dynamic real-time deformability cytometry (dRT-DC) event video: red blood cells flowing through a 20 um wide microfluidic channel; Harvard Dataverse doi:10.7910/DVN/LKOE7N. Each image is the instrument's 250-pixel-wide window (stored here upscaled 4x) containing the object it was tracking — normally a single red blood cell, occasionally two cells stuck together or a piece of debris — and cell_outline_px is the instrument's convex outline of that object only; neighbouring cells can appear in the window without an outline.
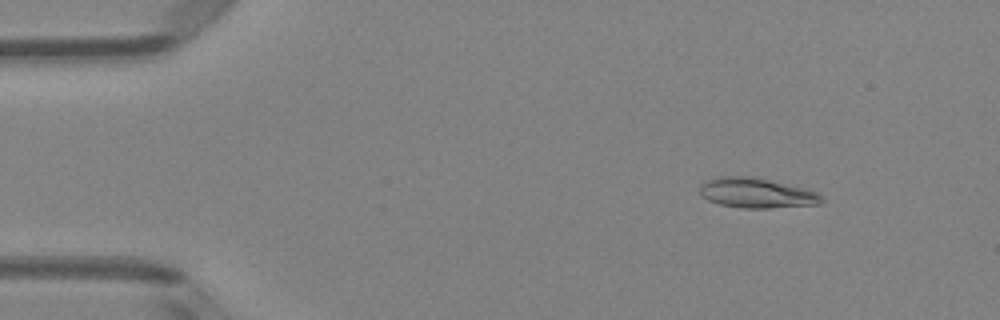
{"species": "Egyptian fruit bat (a non-hibernating species)", "species_latin": "Rousettus aegyptiacus", "temperature_condition": "room temperature", "stored_images_in_passage": 50, "camera_frame_rate_fps": 3000, "um_per_image_px": 0.085, "animal": {"sex": "female"}, "frame": {"image": 1, "passage_image": 6, "time_ms": 1.667, "image_size_px": [1000, 320], "cell_outline_px": [[824, 200], [820, 204], [768, 208], [744, 208], [720, 204], [708, 200], [700, 196], [700, 184], [716, 176], [748, 176], [768, 180], [804, 188], [816, 192], [824, 196]], "centroid_in_image_um": [64.29, 16.41], "position_along_channel_um": 20.7, "area_um2": 21.21}}
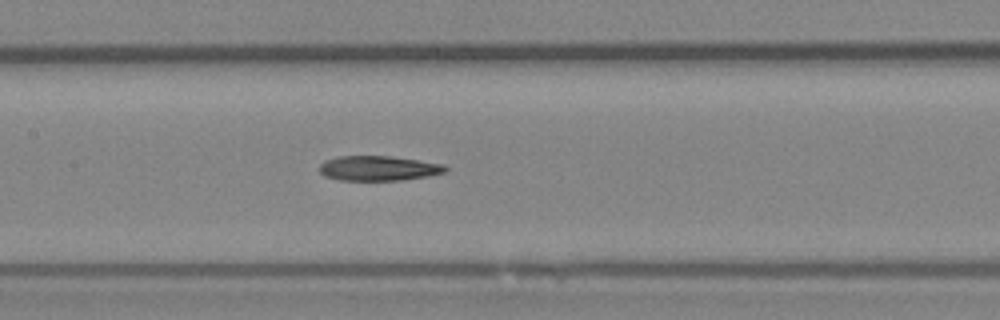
{"frame": {"image": 2, "passage_image": 24, "time_ms": 7.667, "image_size_px": [1000, 320], "cell_outline_px": [[448, 168], [444, 172], [428, 176], [400, 180], [340, 180], [324, 176], [320, 172], [320, 164], [324, 160], [340, 156], [392, 156], [444, 164]], "centroid_in_image_um": [32.16, 14.3], "position_along_channel_um": 175.2, "area_um2": 18.21}}
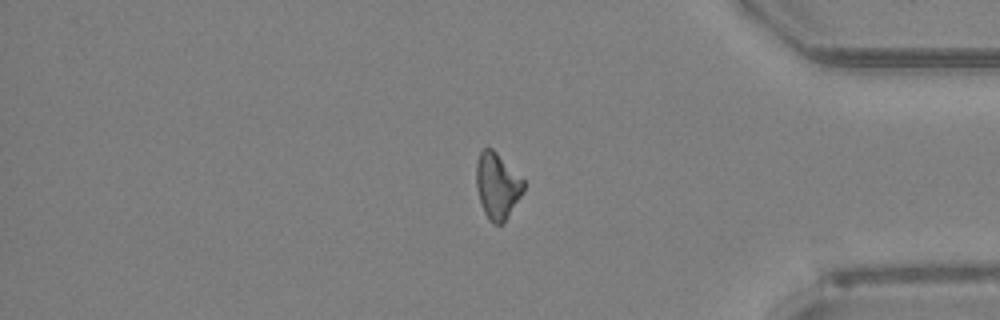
{"frame": {"image": 3, "passage_image": 42, "time_ms": 13.667, "image_size_px": [1000, 320], "cell_outline_px": [[524, 192], [508, 216], [500, 224], [492, 224], [488, 220], [484, 212], [476, 188], [476, 160], [480, 152], [484, 148], [492, 148], [524, 180]], "centroid_in_image_um": [42.25, 15.79], "position_along_channel_um": 392.9, "area_um2": 18.15}}